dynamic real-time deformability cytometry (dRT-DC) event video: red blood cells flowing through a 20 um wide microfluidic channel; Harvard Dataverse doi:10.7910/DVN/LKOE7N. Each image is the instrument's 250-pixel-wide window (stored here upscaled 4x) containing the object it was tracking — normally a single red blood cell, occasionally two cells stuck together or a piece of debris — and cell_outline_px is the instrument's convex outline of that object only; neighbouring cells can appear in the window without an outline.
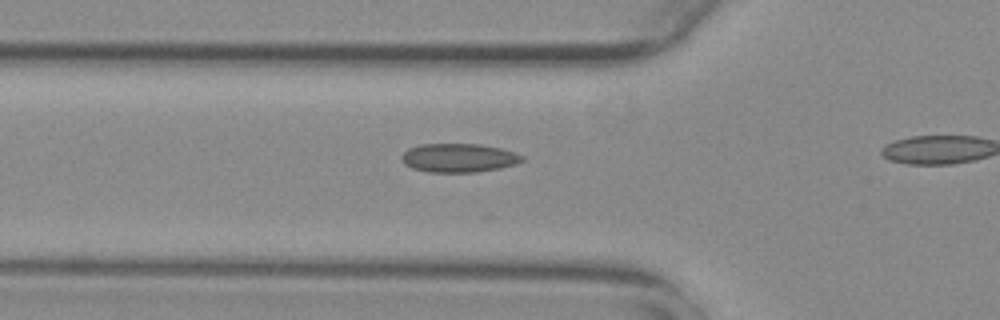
{"species": "common noctule bat (a hibernating species)", "species_latin": "Nyctalus noctula", "temperature_condition": "warm", "stored_images_in_passage": 16, "camera_frame_rate_fps": 3000, "um_per_image_px": 0.085, "animal": {"sex": "female", "body_mass_g": 29.2, "forearm_length_mm": 56.3}, "frame": {"image": 1, "passage_image": 14, "time_ms": 4.333, "image_size_px": [1000, 320], "cell_outline_px": [[524, 160], [516, 164], [500, 168], [476, 172], [428, 172], [412, 168], [404, 164], [400, 156], [408, 148], [420, 144], [480, 144], [500, 148], [524, 156]], "centroid_in_image_um": [38.97, 13.42], "position_along_channel_um": 86.8, "area_um2": 20.23}}